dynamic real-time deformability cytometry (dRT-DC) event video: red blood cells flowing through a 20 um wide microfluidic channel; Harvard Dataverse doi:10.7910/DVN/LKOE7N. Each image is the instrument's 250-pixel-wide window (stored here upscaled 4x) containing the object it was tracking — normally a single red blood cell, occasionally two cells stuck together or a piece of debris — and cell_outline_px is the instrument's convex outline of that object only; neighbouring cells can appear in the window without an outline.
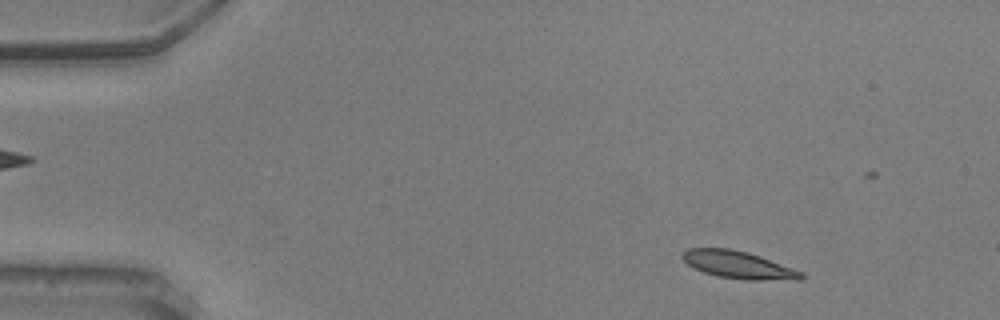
{"species": "common noctule bat (a hibernating species)", "species_latin": "Nyctalus noctula", "temperature_condition": "warm", "stored_images_in_passage": 57, "camera_frame_rate_fps": 3000, "um_per_image_px": 0.085, "animal": {"sex": "male", "body_mass_g": 20.5, "forearm_length_mm": 52.5}, "frame": {"image": 1, "passage_image": 7, "time_ms": 2.0, "image_size_px": [1000, 320], "cell_outline_px": [[804, 276], [800, 280], [748, 280], [716, 276], [692, 268], [680, 256], [688, 248], [732, 248], [748, 252], [760, 256], [804, 272]], "centroid_in_image_um": [62.77, 22.51], "position_along_channel_um": 22.2, "area_um2": 19.13}}
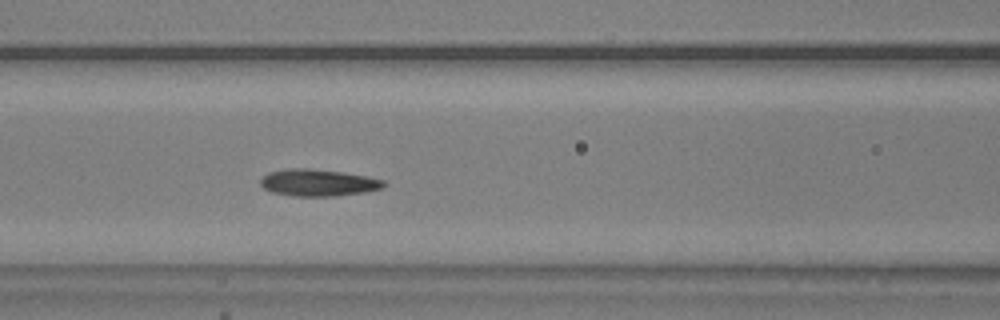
{"frame": {"image": 2, "passage_image": 24, "time_ms": 7.667, "image_size_px": [1000, 320], "cell_outline_px": [[388, 184], [380, 188], [368, 192], [336, 196], [296, 196], [272, 192], [264, 188], [260, 184], [260, 180], [268, 172], [288, 168], [308, 168], [340, 172], [364, 176], [384, 180]], "centroid_in_image_um": [27.04, 15.53], "position_along_channel_um": 139.6, "area_um2": 19.25}}
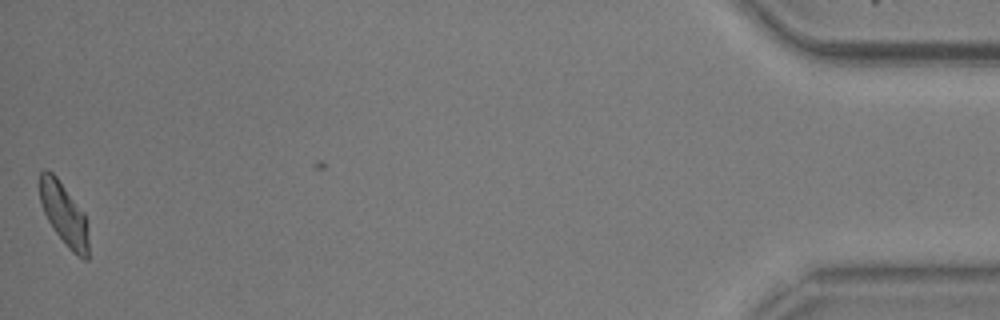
{"frame": {"image": 3, "passage_image": 56, "time_ms": 18.333, "image_size_px": [1000, 320], "cell_outline_px": [[88, 260], [84, 260], [72, 252], [68, 248], [56, 232], [48, 220], [44, 212], [40, 200], [40, 172], [44, 168], [52, 172], [56, 176], [84, 212], [88, 240]], "centroid_in_image_um": [5.44, 18.19], "position_along_channel_um": 429.8, "area_um2": 17.46}, "authors_computed_cell_mechanics": {"area_um2": 18.5538, "velocity_mm_per_s": 3.5915, "shape_relaxation_time_tau1_ms": 3.2257, "shape_relaxation_time_tau2_ms": 2.7873, "deformation_change_tau1": 0.1248, "deformation_change_tau2": 0.0975}}